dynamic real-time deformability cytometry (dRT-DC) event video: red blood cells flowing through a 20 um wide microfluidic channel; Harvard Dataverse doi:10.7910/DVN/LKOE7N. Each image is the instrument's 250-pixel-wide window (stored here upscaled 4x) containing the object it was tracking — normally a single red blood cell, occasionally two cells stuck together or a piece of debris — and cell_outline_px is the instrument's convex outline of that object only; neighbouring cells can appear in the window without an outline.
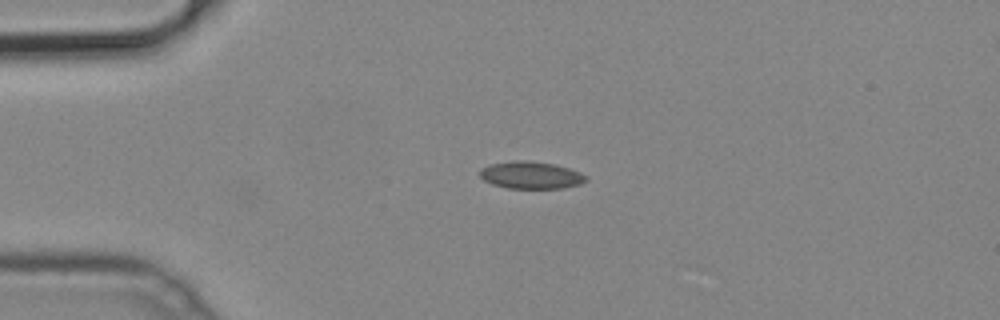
{"species": "common noctule bat (a hibernating species)", "species_latin": "Nyctalus noctula", "temperature_condition": "cold", "stored_images_in_passage": 41, "camera_frame_rate_fps": 3000, "um_per_image_px": 0.085, "animal": {"sex": "male", "body_mass_g": 19.2, "forearm_length_mm": 51.8}, "frame": {"image": 1, "passage_image": 1, "time_ms": 0.0, "image_size_px": [1000, 320], "cell_outline_px": [[588, 180], [580, 184], [564, 188], [508, 188], [492, 184], [484, 180], [480, 176], [480, 168], [492, 164], [512, 160], [528, 160], [556, 164], [580, 172], [588, 176]], "centroid_in_image_um": [45.15, 14.88], "position_along_channel_um": 39.8, "area_um2": 16.99}}
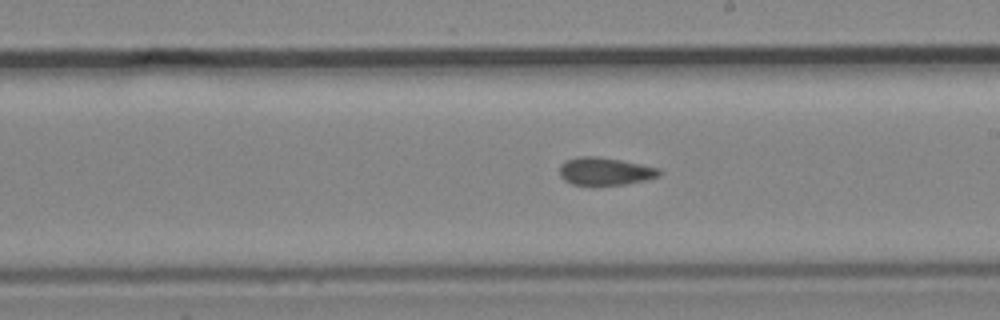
{"frame": {"image": 2, "passage_image": 18, "time_ms": 5.667, "image_size_px": [1000, 320], "cell_outline_px": [[660, 176], [644, 180], [624, 184], [572, 184], [564, 180], [560, 176], [560, 164], [564, 160], [576, 156], [596, 156], [620, 160], [660, 168]], "centroid_in_image_um": [51.39, 14.54], "position_along_channel_um": 237.6, "area_um2": 15.95}}
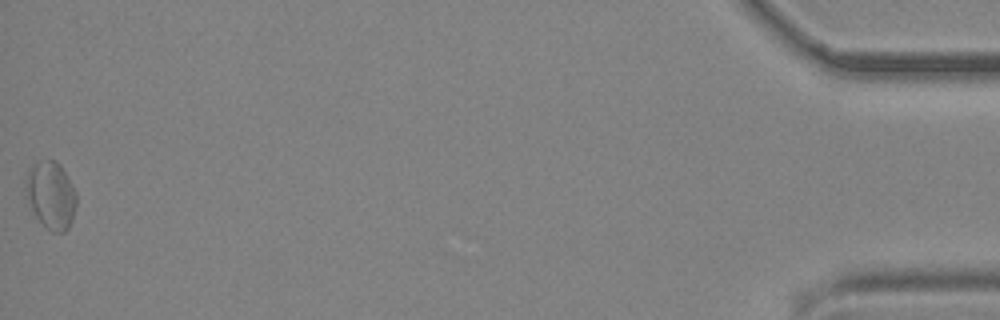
{"frame": {"image": 3, "passage_image": 40, "time_ms": 13.0, "image_size_px": [1000, 320], "cell_outline_px": [[76, 204], [72, 220], [68, 228], [64, 232], [52, 232], [36, 216], [24, 196], [28, 168], [32, 164], [40, 160], [56, 160], [60, 164], [76, 192]], "centroid_in_image_um": [4.31, 16.56], "position_along_channel_um": 430.9, "area_um2": 19.94}}